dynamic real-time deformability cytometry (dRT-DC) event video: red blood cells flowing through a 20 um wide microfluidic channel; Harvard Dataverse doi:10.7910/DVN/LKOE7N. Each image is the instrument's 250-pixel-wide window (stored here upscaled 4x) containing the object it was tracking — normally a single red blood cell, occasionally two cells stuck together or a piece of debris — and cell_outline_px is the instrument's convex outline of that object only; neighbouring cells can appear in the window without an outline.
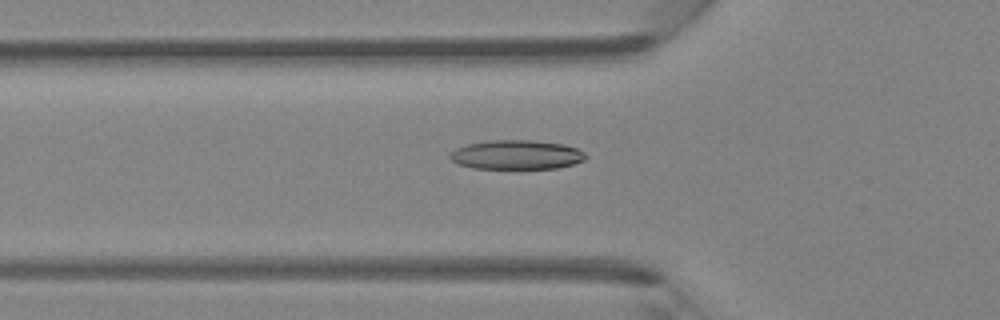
{"species": "Egyptian fruit bat (a non-hibernating species)", "species_latin": "Rousettus aegyptiacus", "temperature_condition": "room temperature", "stored_images_in_passage": 37, "camera_frame_rate_fps": 3000, "um_per_image_px": 0.085, "animal": {"sex": "female"}, "frame": {"image": 1, "passage_image": 7, "time_ms": 2.0, "image_size_px": [1000, 320], "cell_outline_px": [[588, 156], [584, 160], [572, 164], [556, 168], [472, 168], [460, 164], [452, 160], [448, 156], [456, 148], [468, 144], [492, 140], [532, 140], [564, 144], [576, 148], [584, 152]], "centroid_in_image_um": [43.92, 13.15], "position_along_channel_um": 81.9, "area_um2": 22.95}}
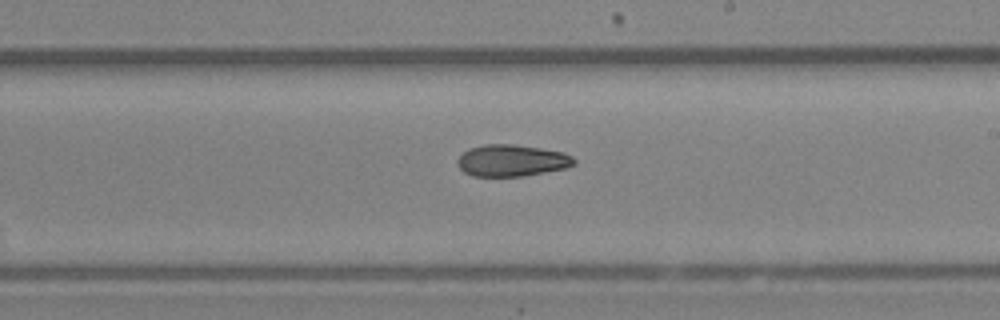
{"frame": {"image": 2, "passage_image": 18, "time_ms": 5.667, "image_size_px": [1000, 320], "cell_outline_px": [[576, 164], [568, 168], [524, 176], [472, 176], [464, 172], [456, 164], [456, 160], [468, 148], [484, 144], [512, 144], [540, 148], [564, 152], [572, 156], [576, 160]], "centroid_in_image_um": [43.51, 13.64], "position_along_channel_um": 245.5, "area_um2": 21.79}}
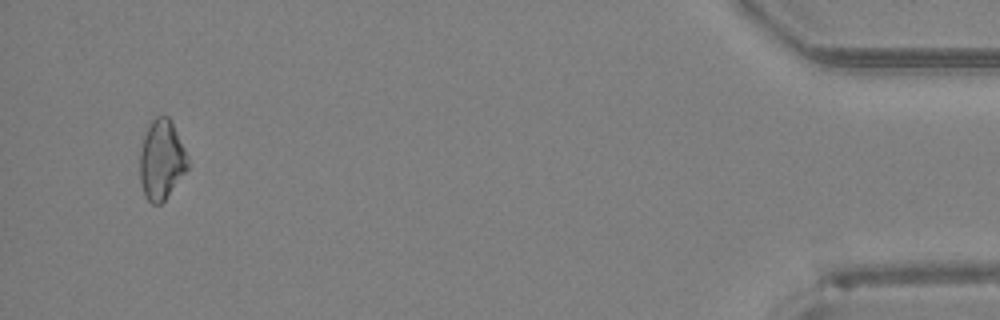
{"frame": {"image": 3, "passage_image": 35, "time_ms": 11.333, "image_size_px": [1000, 320], "cell_outline_px": [[188, 168], [164, 200], [160, 204], [152, 204], [144, 196], [140, 180], [140, 152], [144, 136], [148, 124], [156, 116], [168, 116], [188, 156]], "centroid_in_image_um": [13.71, 13.59], "position_along_channel_um": 421.5, "area_um2": 21.96}}